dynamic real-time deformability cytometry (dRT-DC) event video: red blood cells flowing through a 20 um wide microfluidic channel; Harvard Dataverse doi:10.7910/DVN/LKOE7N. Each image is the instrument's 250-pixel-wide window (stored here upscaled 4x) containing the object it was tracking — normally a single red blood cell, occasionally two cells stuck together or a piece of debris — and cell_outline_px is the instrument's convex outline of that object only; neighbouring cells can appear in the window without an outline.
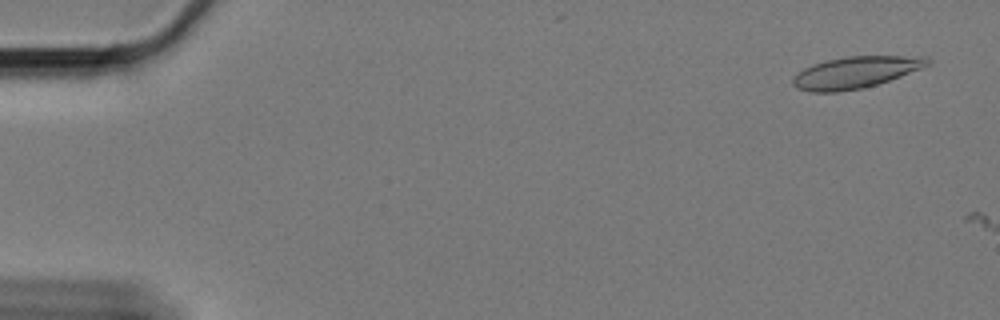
{"species": "Egyptian fruit bat (a non-hibernating species)", "species_latin": "Rousettus aegyptiacus", "temperature_condition": "cold", "stored_images_in_passage": 7, "camera_frame_rate_fps": 3000, "um_per_image_px": 0.085, "animal": {"sex": "female"}, "frame": {"image": 1, "passage_image": 3, "time_ms": 0.667, "image_size_px": [1000, 320], "cell_outline_px": [[932, 60], [928, 64], [920, 68], [900, 76], [876, 84], [860, 88], [836, 92], [812, 92], [796, 88], [792, 84], [792, 80], [804, 68], [812, 64], [828, 60], [848, 56], [928, 56]], "centroid_in_image_um": [72.72, 6.14], "position_along_channel_um": 12.3, "area_um2": 24.45}}